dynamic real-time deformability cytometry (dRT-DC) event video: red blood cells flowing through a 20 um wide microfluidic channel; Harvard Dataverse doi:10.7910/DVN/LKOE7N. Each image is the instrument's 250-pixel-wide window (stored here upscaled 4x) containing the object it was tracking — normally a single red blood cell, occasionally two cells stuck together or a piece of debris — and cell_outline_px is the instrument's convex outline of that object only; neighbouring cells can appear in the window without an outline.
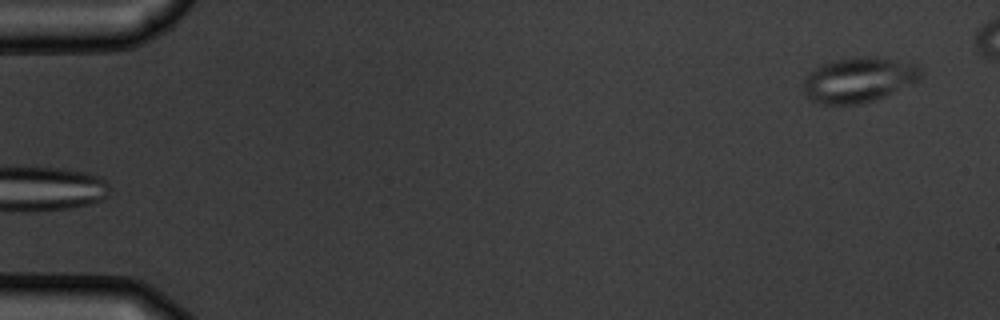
{"species": "common noctule bat (a hibernating species)", "species_latin": "Nyctalus noctula", "temperature_condition": "warm", "stored_images_in_passage": 3, "camera_frame_rate_fps": 3000, "um_per_image_px": 0.085, "animal": {"sex": "male", "body_mass_g": 19.5, "forearm_length_mm": 54.6}, "frame": {"image": 1, "passage_image": 3, "time_ms": 2.333, "image_size_px": [1000, 320], "cell_outline_px": [[924, 72], [920, 80], [912, 84], [876, 100], [860, 104], [824, 104], [808, 100], [804, 96], [804, 76], [808, 72], [832, 60], [860, 56], [876, 56], [916, 60], [920, 64]], "centroid_in_image_um": [73.09, 6.75], "position_along_channel_um": 11.9, "area_um2": 32.02}}